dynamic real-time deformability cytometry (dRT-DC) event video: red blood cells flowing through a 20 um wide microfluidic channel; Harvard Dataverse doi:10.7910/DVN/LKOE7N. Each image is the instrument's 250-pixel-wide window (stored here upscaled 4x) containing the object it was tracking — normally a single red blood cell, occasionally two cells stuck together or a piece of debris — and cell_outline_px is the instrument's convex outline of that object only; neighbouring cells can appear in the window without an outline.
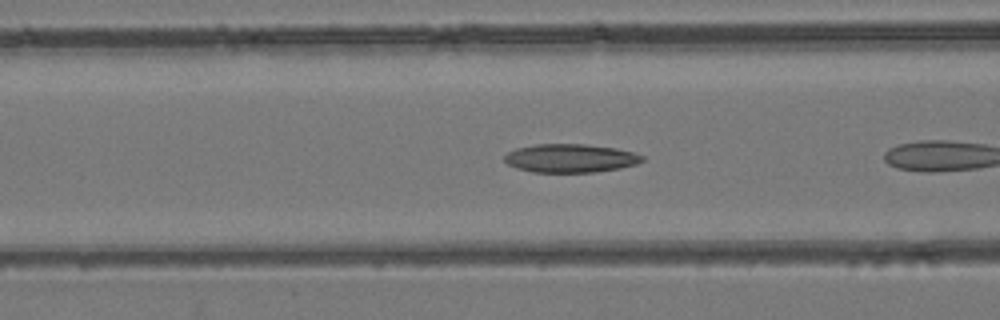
{"species": "common noctule bat (a hibernating species)", "species_latin": "Nyctalus noctula", "temperature_condition": "room temperature", "stored_images_in_passage": 5, "camera_frame_rate_fps": 3000, "um_per_image_px": 0.085, "animal": {"sex": "female", "body_mass_g": 24.6, "forearm_length_mm": 56.2}, "frame": {"image": 1, "passage_image": 4, "time_ms": 1.0, "image_size_px": [1000, 320], "cell_outline_px": [[644, 160], [636, 164], [620, 168], [596, 172], [532, 172], [516, 168], [508, 164], [504, 160], [504, 156], [508, 152], [516, 148], [536, 144], [584, 144], [616, 148], [632, 152], [644, 156]], "centroid_in_image_um": [48.47, 13.45], "position_along_channel_um": 118.1, "area_um2": 22.89}}